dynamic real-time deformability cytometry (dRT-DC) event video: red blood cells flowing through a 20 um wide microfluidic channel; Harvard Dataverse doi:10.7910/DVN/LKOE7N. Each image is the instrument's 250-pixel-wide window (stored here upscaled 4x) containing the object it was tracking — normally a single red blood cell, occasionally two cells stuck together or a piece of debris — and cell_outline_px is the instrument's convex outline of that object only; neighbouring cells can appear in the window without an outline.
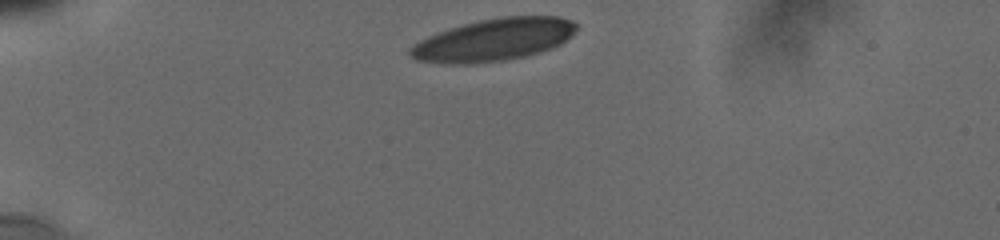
{"species": "human", "species_latin": "Homo sapiens", "temperature_condition": "cold", "stored_images_in_passage": 10, "camera_frame_rate_fps": 3000, "um_per_image_px": 0.085, "donor": {"sex": "male"}, "frame": {"image": 1, "passage_image": 1, "time_ms": 0.0, "image_size_px": [1000, 240], "cell_outline_px": [[576, 28], [560, 44], [552, 48], [540, 52], [524, 56], [504, 60], [472, 64], [448, 64], [416, 60], [408, 56], [408, 48], [412, 44], [436, 32], [464, 24], [480, 20], [500, 16], [560, 16], [572, 20], [576, 24]], "centroid_in_image_um": [41.9, 3.38], "position_along_channel_um": 43.1, "area_um2": 41.04}}
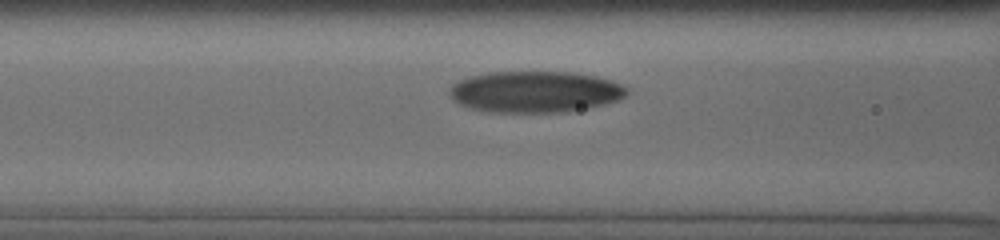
{"frame": {"image": 2, "passage_image": 9, "time_ms": 3.333, "image_size_px": [1000, 240], "cell_outline_px": [[628, 92], [624, 96], [616, 100], [604, 104], [560, 112], [496, 112], [472, 108], [460, 104], [448, 92], [448, 88], [456, 80], [468, 76], [488, 72], [572, 72], [596, 76], [612, 80], [628, 88]], "centroid_in_image_um": [45.45, 7.78], "position_along_channel_um": 121.1, "area_um2": 42.54}}